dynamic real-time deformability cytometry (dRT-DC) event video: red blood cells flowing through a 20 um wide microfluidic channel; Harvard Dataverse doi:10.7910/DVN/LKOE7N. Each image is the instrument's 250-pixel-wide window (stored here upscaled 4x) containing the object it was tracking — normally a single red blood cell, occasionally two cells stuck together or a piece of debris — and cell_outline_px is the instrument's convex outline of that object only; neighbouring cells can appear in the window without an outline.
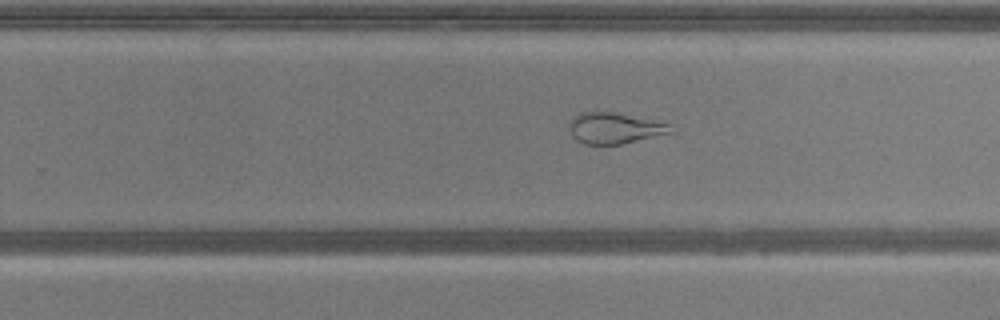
{"species": "common noctule bat (a hibernating species)", "species_latin": "Nyctalus noctula", "temperature_condition": "warm", "stored_images_in_passage": 46, "camera_frame_rate_fps": 3000, "um_per_image_px": 0.085, "animal": {"sex": "male", "body_mass_g": 20.5, "forearm_length_mm": 52.5}, "frame": {"image": 1, "passage_image": 26, "time_ms": 8.333, "image_size_px": [1000, 320], "cell_outline_px": [[676, 132], [620, 144], [584, 144], [576, 140], [572, 136], [568, 128], [568, 124], [580, 112], [616, 112], [672, 124]], "centroid_in_image_um": [52.28, 10.89], "position_along_channel_um": 277.5, "area_um2": 18.5}}
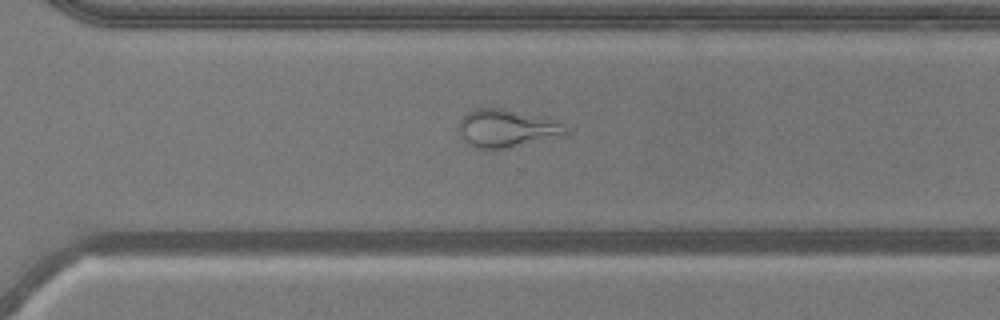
{"frame": {"image": 2, "passage_image": 30, "time_ms": 9.667, "image_size_px": [1000, 320], "cell_outline_px": [[568, 132], [560, 136], [508, 148], [480, 148], [464, 140], [456, 128], [460, 120], [468, 112], [476, 108], [504, 108], [560, 120], [564, 124]], "centroid_in_image_um": [43.09, 10.88], "position_along_channel_um": 327.5, "area_um2": 23.58}}
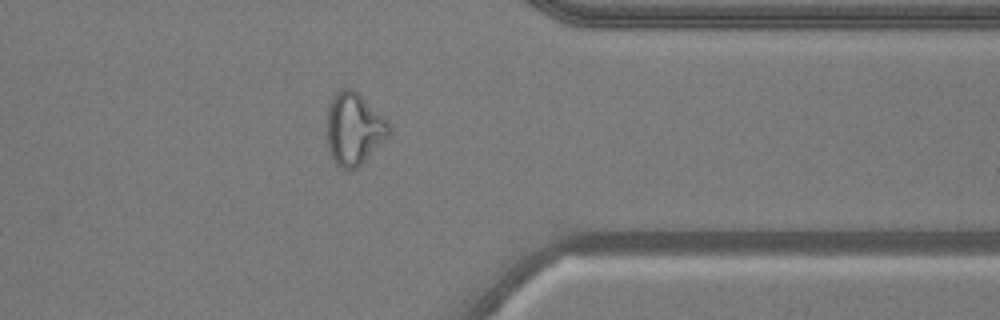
{"frame": {"image": 3, "passage_image": 35, "time_ms": 11.333, "image_size_px": [1000, 320], "cell_outline_px": [[392, 132], [356, 168], [344, 168], [336, 164], [328, 148], [328, 100], [340, 88], [352, 88], [384, 116], [392, 124]], "centroid_in_image_um": [30.1, 10.89], "position_along_channel_um": 381.3, "area_um2": 25.89}, "authors_computed_cell_mechanics": {"area_um2": 26.1545, "velocity_mm_per_s": 3.7927, "shape_relaxation_time_tau1_ms": null, "shape_relaxation_time_tau2_ms": 1.5012, "deformation_change_tau1": null, "deformation_change_tau2": 0.0956}}